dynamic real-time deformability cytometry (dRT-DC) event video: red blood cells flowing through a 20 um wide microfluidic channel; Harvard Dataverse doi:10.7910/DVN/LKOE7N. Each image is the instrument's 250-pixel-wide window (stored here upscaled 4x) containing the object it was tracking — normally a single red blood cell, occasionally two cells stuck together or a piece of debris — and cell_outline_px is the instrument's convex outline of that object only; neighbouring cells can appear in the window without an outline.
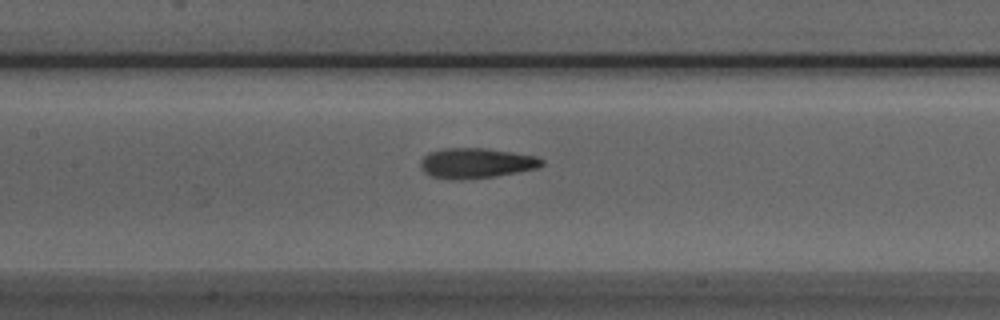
{"species": "Egyptian fruit bat (a non-hibernating species)", "species_latin": "Rousettus aegyptiacus", "temperature_condition": "room temperature", "stored_images_in_passage": 28, "camera_frame_rate_fps": 3000, "um_per_image_px": 0.085, "animal": {"sex": "male"}, "frame": {"image": 1, "passage_image": 10, "time_ms": 3.0, "image_size_px": [1000, 320], "cell_outline_px": [[544, 164], [536, 168], [496, 176], [468, 180], [448, 180], [432, 176], [424, 172], [420, 168], [420, 160], [428, 152], [444, 148], [484, 148], [512, 152], [536, 156], [544, 160]], "centroid_in_image_um": [40.43, 13.87], "position_along_channel_um": 167.0, "area_um2": 21.56}}
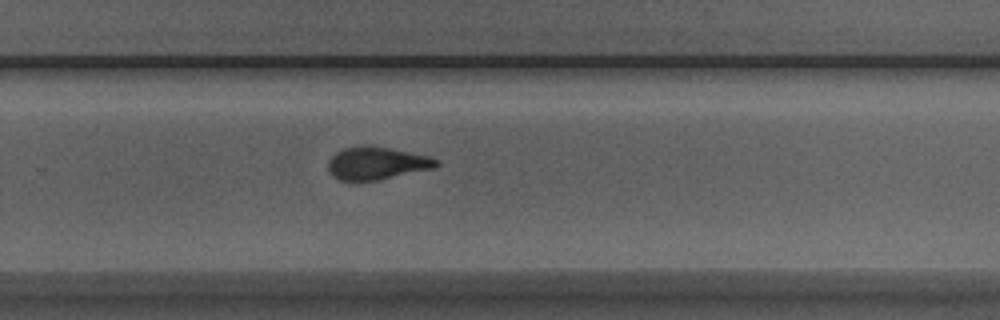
{"frame": {"image": 2, "passage_image": 20, "time_ms": 6.333, "image_size_px": [1000, 320], "cell_outline_px": [[440, 164], [432, 168], [376, 180], [340, 180], [332, 176], [328, 168], [328, 160], [336, 152], [344, 148], [364, 144], [368, 144], [428, 156], [440, 160]], "centroid_in_image_um": [31.99, 13.85], "position_along_channel_um": 297.8, "area_um2": 20.4}}
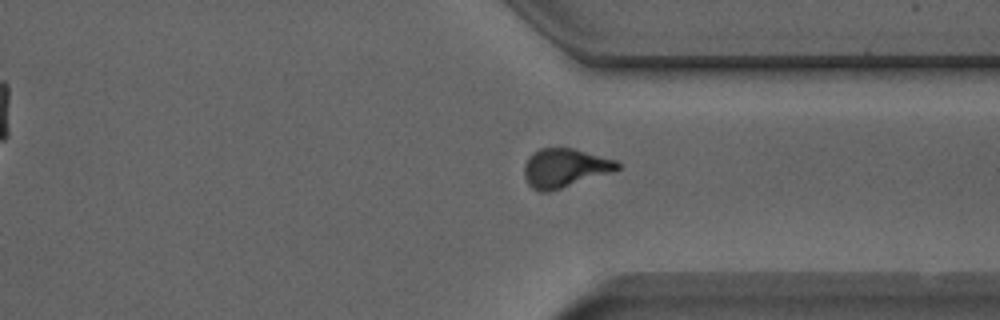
{"frame": {"image": 3, "passage_image": 25, "time_ms": 8.0, "image_size_px": [1000, 320], "cell_outline_px": [[620, 168], [548, 192], [540, 192], [532, 188], [528, 184], [524, 176], [524, 164], [528, 156], [532, 152], [540, 148], [572, 148], [616, 160], [620, 164]], "centroid_in_image_um": [47.93, 14.26], "position_along_channel_um": 363.5, "area_um2": 20.69}}